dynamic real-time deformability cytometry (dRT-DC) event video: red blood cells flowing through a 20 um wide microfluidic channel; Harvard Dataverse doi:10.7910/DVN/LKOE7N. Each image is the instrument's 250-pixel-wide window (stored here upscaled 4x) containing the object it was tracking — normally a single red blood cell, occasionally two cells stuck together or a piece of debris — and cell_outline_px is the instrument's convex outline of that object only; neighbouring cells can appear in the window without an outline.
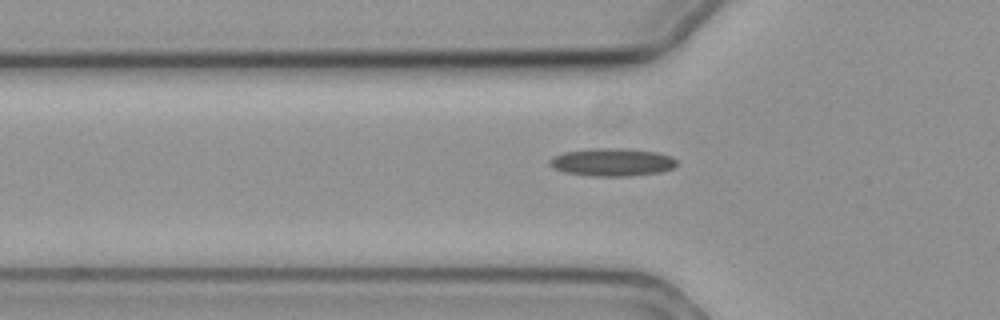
{"species": "common noctule bat (a hibernating species)", "species_latin": "Nyctalus noctula", "temperature_condition": "cold", "stored_images_in_passage": 31, "camera_frame_rate_fps": 3000, "um_per_image_px": 0.085, "animal": {"sex": "female", "body_mass_g": 19.3, "forearm_length_mm": 54.1}, "frame": {"image": 1, "passage_image": 3, "time_ms": 0.667, "image_size_px": [1000, 320], "cell_outline_px": [[676, 164], [672, 168], [660, 172], [628, 176], [592, 176], [564, 172], [552, 168], [548, 164], [548, 160], [552, 156], [564, 152], [592, 148], [620, 148], [656, 152], [672, 156], [676, 160]], "centroid_in_image_um": [51.98, 13.78], "position_along_channel_um": 73.8, "area_um2": 20.69}}
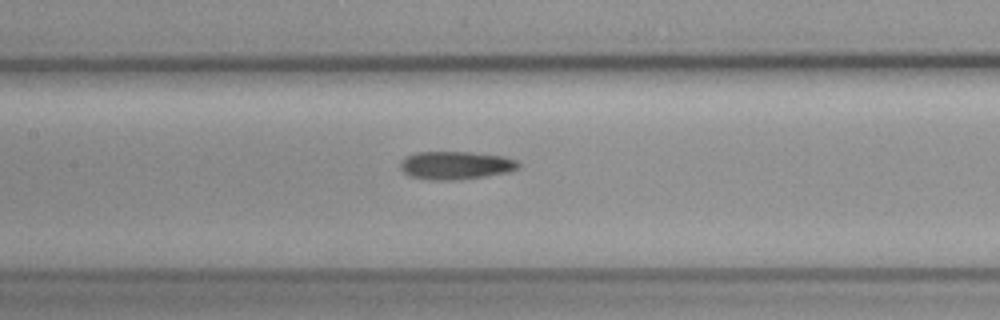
{"frame": {"image": 2, "passage_image": 11, "time_ms": 3.333, "image_size_px": [1000, 320], "cell_outline_px": [[520, 164], [512, 172], [460, 180], [432, 180], [412, 176], [404, 172], [400, 168], [400, 160], [404, 156], [416, 152], [468, 152], [504, 156], [516, 160]], "centroid_in_image_um": [38.73, 14.05], "position_along_channel_um": 168.7, "area_um2": 19.48}}
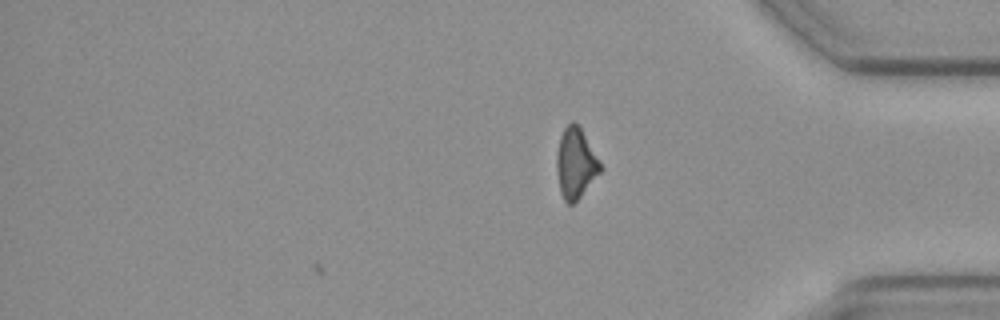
{"frame": {"image": 3, "passage_image": 31, "time_ms": 10.0, "image_size_px": [1000, 320], "cell_outline_px": [[604, 168], [580, 196], [572, 204], [568, 204], [564, 200], [560, 192], [556, 172], [556, 156], [560, 136], [564, 128], [572, 120], [580, 128], [600, 160]], "centroid_in_image_um": [48.92, 13.88], "position_along_channel_um": 386.3, "area_um2": 17.86}, "authors_computed_cell_mechanics": {"area_um2": 18.7272, "velocity_mm_per_s": 3.529, "shape_relaxation_time_tau1_ms": null, "shape_relaxation_time_tau2_ms": 8.8677, "deformation_change_tau1": null, "deformation_change_tau2": 0.2057}}